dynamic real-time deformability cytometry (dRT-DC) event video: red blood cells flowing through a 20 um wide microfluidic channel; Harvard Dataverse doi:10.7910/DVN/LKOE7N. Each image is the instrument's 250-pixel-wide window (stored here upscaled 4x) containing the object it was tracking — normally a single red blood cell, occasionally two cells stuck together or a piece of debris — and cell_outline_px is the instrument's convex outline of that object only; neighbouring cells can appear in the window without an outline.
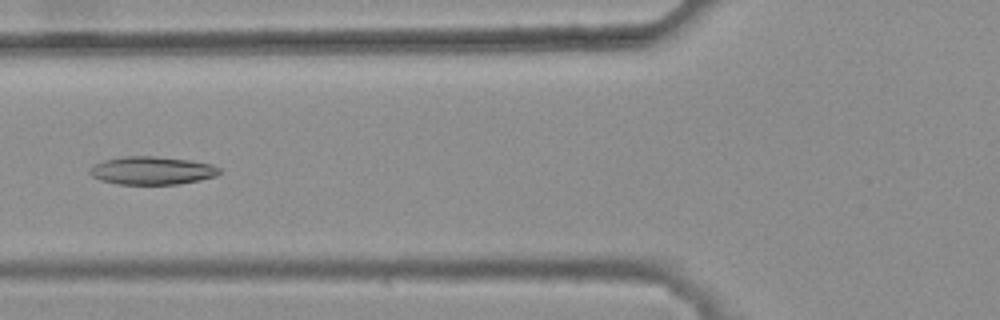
{"species": "common noctule bat (a hibernating species)", "species_latin": "Nyctalus noctula", "temperature_condition": "warm", "stored_images_in_passage": 33, "camera_frame_rate_fps": 3000, "um_per_image_px": 0.085, "animal": {"sex": "female", "body_mass_g": 25.1}, "frame": {"image": 1, "passage_image": 8, "time_ms": 2.333, "image_size_px": [1000, 320], "cell_outline_px": [[220, 172], [216, 176], [200, 180], [176, 184], [120, 184], [100, 180], [92, 176], [88, 172], [96, 164], [104, 160], [124, 156], [152, 156], [188, 160], [212, 164], [220, 168]], "centroid_in_image_um": [12.93, 14.5], "position_along_channel_um": 112.9, "area_um2": 20.98}}
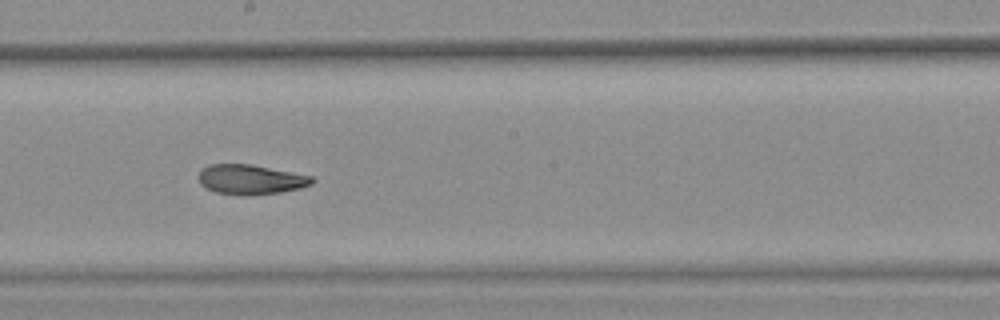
{"frame": {"image": 2, "passage_image": 17, "time_ms": 5.333, "image_size_px": [1000, 320], "cell_outline_px": [[316, 180], [312, 184], [300, 188], [280, 192], [252, 196], [244, 196], [216, 192], [200, 184], [200, 168], [208, 164], [252, 164], [312, 176]], "centroid_in_image_um": [21.32, 15.26], "position_along_channel_um": 226.9, "area_um2": 19.83}}
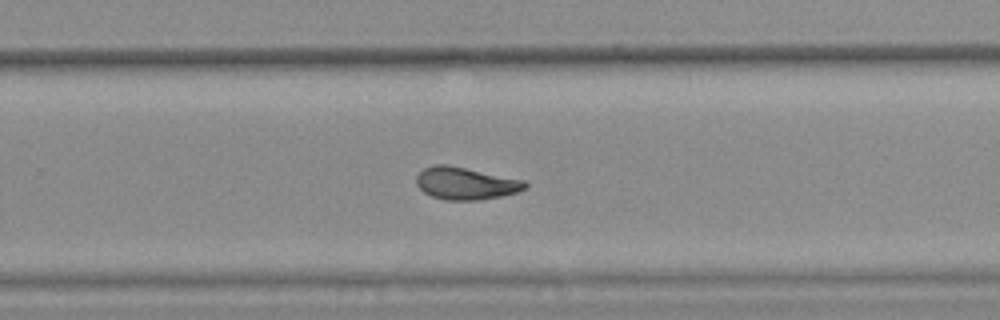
{"frame": {"image": 3, "passage_image": 22, "time_ms": 7.0, "image_size_px": [1000, 320], "cell_outline_px": [[528, 184], [524, 188], [516, 192], [500, 196], [480, 200], [444, 200], [432, 196], [424, 192], [416, 184], [416, 176], [424, 168], [432, 164], [448, 164], [524, 180]], "centroid_in_image_um": [39.54, 15.58], "position_along_channel_um": 290.3, "area_um2": 20.46}, "authors_computed_cell_mechanics": {"area_um2": 20.4612, "velocity_mm_per_s": 3.8102, "shape_relaxation_time_tau1_ms": null, "shape_relaxation_time_tau2_ms": 3.4209, "deformation_change_tau1": null, "deformation_change_tau2": 0.1049}}